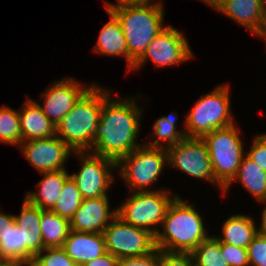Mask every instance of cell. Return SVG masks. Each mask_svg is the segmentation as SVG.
Here are the masks:
<instances>
[{"mask_svg":"<svg viewBox=\"0 0 266 266\" xmlns=\"http://www.w3.org/2000/svg\"><path fill=\"white\" fill-rule=\"evenodd\" d=\"M141 114L135 98L112 100L110 91L102 87V109L90 152L117 162L141 146L136 142Z\"/></svg>","mask_w":266,"mask_h":266,"instance_id":"cell-1","label":"cell"},{"mask_svg":"<svg viewBox=\"0 0 266 266\" xmlns=\"http://www.w3.org/2000/svg\"><path fill=\"white\" fill-rule=\"evenodd\" d=\"M126 4L113 7L111 12L119 21L128 48V72L143 55L151 41L167 26H164V9L161 2Z\"/></svg>","mask_w":266,"mask_h":266,"instance_id":"cell-2","label":"cell"},{"mask_svg":"<svg viewBox=\"0 0 266 266\" xmlns=\"http://www.w3.org/2000/svg\"><path fill=\"white\" fill-rule=\"evenodd\" d=\"M161 227L163 231L155 235V246L168 252L191 253L209 237L194 203L188 204L179 196L169 205Z\"/></svg>","mask_w":266,"mask_h":266,"instance_id":"cell-3","label":"cell"},{"mask_svg":"<svg viewBox=\"0 0 266 266\" xmlns=\"http://www.w3.org/2000/svg\"><path fill=\"white\" fill-rule=\"evenodd\" d=\"M102 109V88L92 85L56 125V135L74 152H90Z\"/></svg>","mask_w":266,"mask_h":266,"instance_id":"cell-4","label":"cell"},{"mask_svg":"<svg viewBox=\"0 0 266 266\" xmlns=\"http://www.w3.org/2000/svg\"><path fill=\"white\" fill-rule=\"evenodd\" d=\"M229 85H219L200 96L185 119L186 137L203 138L212 131L234 124L230 108Z\"/></svg>","mask_w":266,"mask_h":266,"instance_id":"cell-5","label":"cell"},{"mask_svg":"<svg viewBox=\"0 0 266 266\" xmlns=\"http://www.w3.org/2000/svg\"><path fill=\"white\" fill-rule=\"evenodd\" d=\"M236 124L206 134L205 141L215 181L224 189L236 176L244 155V146Z\"/></svg>","mask_w":266,"mask_h":266,"instance_id":"cell-6","label":"cell"},{"mask_svg":"<svg viewBox=\"0 0 266 266\" xmlns=\"http://www.w3.org/2000/svg\"><path fill=\"white\" fill-rule=\"evenodd\" d=\"M166 163H168L166 148L150 147L143 143L130 154L120 158L116 162V169L119 170L131 192L154 191L146 187L157 181Z\"/></svg>","mask_w":266,"mask_h":266,"instance_id":"cell-7","label":"cell"},{"mask_svg":"<svg viewBox=\"0 0 266 266\" xmlns=\"http://www.w3.org/2000/svg\"><path fill=\"white\" fill-rule=\"evenodd\" d=\"M122 205L116 208L117 216L135 227L148 230L154 236L162 224L169 205L178 195L169 194V190L132 192ZM154 226H156L154 228Z\"/></svg>","mask_w":266,"mask_h":266,"instance_id":"cell-8","label":"cell"},{"mask_svg":"<svg viewBox=\"0 0 266 266\" xmlns=\"http://www.w3.org/2000/svg\"><path fill=\"white\" fill-rule=\"evenodd\" d=\"M106 252L119 258L139 257L155 248V236L148 230L124 222L117 215L103 230Z\"/></svg>","mask_w":266,"mask_h":266,"instance_id":"cell-9","label":"cell"},{"mask_svg":"<svg viewBox=\"0 0 266 266\" xmlns=\"http://www.w3.org/2000/svg\"><path fill=\"white\" fill-rule=\"evenodd\" d=\"M74 154L82 165L80 171L70 174V177L76 183L82 198L108 197L107 191L114 181L111 169L115 170L116 161L91 152H74Z\"/></svg>","mask_w":266,"mask_h":266,"instance_id":"cell-10","label":"cell"},{"mask_svg":"<svg viewBox=\"0 0 266 266\" xmlns=\"http://www.w3.org/2000/svg\"><path fill=\"white\" fill-rule=\"evenodd\" d=\"M166 151L168 165L193 177L209 181L223 192V188L215 181L210 154L202 138L185 137L179 143L166 148Z\"/></svg>","mask_w":266,"mask_h":266,"instance_id":"cell-11","label":"cell"},{"mask_svg":"<svg viewBox=\"0 0 266 266\" xmlns=\"http://www.w3.org/2000/svg\"><path fill=\"white\" fill-rule=\"evenodd\" d=\"M186 37L168 25L147 46L143 55L134 63L132 70H138L151 58L155 66L165 67L185 63L194 57Z\"/></svg>","mask_w":266,"mask_h":266,"instance_id":"cell-12","label":"cell"},{"mask_svg":"<svg viewBox=\"0 0 266 266\" xmlns=\"http://www.w3.org/2000/svg\"><path fill=\"white\" fill-rule=\"evenodd\" d=\"M24 157L40 173L64 170L67 158L74 151L57 135L47 139H32L22 142Z\"/></svg>","mask_w":266,"mask_h":266,"instance_id":"cell-13","label":"cell"},{"mask_svg":"<svg viewBox=\"0 0 266 266\" xmlns=\"http://www.w3.org/2000/svg\"><path fill=\"white\" fill-rule=\"evenodd\" d=\"M91 86L83 87L72 77L55 81L41 95L44 105L38 104L43 113L56 126Z\"/></svg>","mask_w":266,"mask_h":266,"instance_id":"cell-14","label":"cell"},{"mask_svg":"<svg viewBox=\"0 0 266 266\" xmlns=\"http://www.w3.org/2000/svg\"><path fill=\"white\" fill-rule=\"evenodd\" d=\"M117 215L116 208L109 209V198L83 199L70 219V228L77 232L103 233L105 227Z\"/></svg>","mask_w":266,"mask_h":266,"instance_id":"cell-15","label":"cell"},{"mask_svg":"<svg viewBox=\"0 0 266 266\" xmlns=\"http://www.w3.org/2000/svg\"><path fill=\"white\" fill-rule=\"evenodd\" d=\"M240 25L258 35L262 29L265 14L260 0H203Z\"/></svg>","mask_w":266,"mask_h":266,"instance_id":"cell-16","label":"cell"},{"mask_svg":"<svg viewBox=\"0 0 266 266\" xmlns=\"http://www.w3.org/2000/svg\"><path fill=\"white\" fill-rule=\"evenodd\" d=\"M41 215L42 209L24 198L20 215L14 216L16 225L22 231L27 266L32 264L34 257L45 249L41 237Z\"/></svg>","mask_w":266,"mask_h":266,"instance_id":"cell-17","label":"cell"},{"mask_svg":"<svg viewBox=\"0 0 266 266\" xmlns=\"http://www.w3.org/2000/svg\"><path fill=\"white\" fill-rule=\"evenodd\" d=\"M62 249L79 266L106 253L103 233L70 230Z\"/></svg>","mask_w":266,"mask_h":266,"instance_id":"cell-18","label":"cell"},{"mask_svg":"<svg viewBox=\"0 0 266 266\" xmlns=\"http://www.w3.org/2000/svg\"><path fill=\"white\" fill-rule=\"evenodd\" d=\"M18 113L22 142L47 139L56 135V126L43 113L38 102L27 98Z\"/></svg>","mask_w":266,"mask_h":266,"instance_id":"cell-19","label":"cell"},{"mask_svg":"<svg viewBox=\"0 0 266 266\" xmlns=\"http://www.w3.org/2000/svg\"><path fill=\"white\" fill-rule=\"evenodd\" d=\"M44 178L37 183L38 192H29L25 198L42 210H51L59 199L70 174L64 170L41 173Z\"/></svg>","mask_w":266,"mask_h":266,"instance_id":"cell-20","label":"cell"},{"mask_svg":"<svg viewBox=\"0 0 266 266\" xmlns=\"http://www.w3.org/2000/svg\"><path fill=\"white\" fill-rule=\"evenodd\" d=\"M107 13L111 19L100 30L94 52L126 58L128 70V48L121 25L111 12Z\"/></svg>","mask_w":266,"mask_h":266,"instance_id":"cell-21","label":"cell"},{"mask_svg":"<svg viewBox=\"0 0 266 266\" xmlns=\"http://www.w3.org/2000/svg\"><path fill=\"white\" fill-rule=\"evenodd\" d=\"M252 217L234 214L225 220L222 226L223 236L216 237L221 243L247 249L253 238L258 234Z\"/></svg>","mask_w":266,"mask_h":266,"instance_id":"cell-22","label":"cell"},{"mask_svg":"<svg viewBox=\"0 0 266 266\" xmlns=\"http://www.w3.org/2000/svg\"><path fill=\"white\" fill-rule=\"evenodd\" d=\"M234 181L241 182V185L258 201L266 200V171L250 160L247 155L241 160L236 176L223 189V195L227 193Z\"/></svg>","mask_w":266,"mask_h":266,"instance_id":"cell-23","label":"cell"},{"mask_svg":"<svg viewBox=\"0 0 266 266\" xmlns=\"http://www.w3.org/2000/svg\"><path fill=\"white\" fill-rule=\"evenodd\" d=\"M70 230V220L51 210H42L41 237L44 248H62Z\"/></svg>","mask_w":266,"mask_h":266,"instance_id":"cell-24","label":"cell"},{"mask_svg":"<svg viewBox=\"0 0 266 266\" xmlns=\"http://www.w3.org/2000/svg\"><path fill=\"white\" fill-rule=\"evenodd\" d=\"M0 256L4 261H11L25 266V244L18 225L7 227L0 234Z\"/></svg>","mask_w":266,"mask_h":266,"instance_id":"cell-25","label":"cell"},{"mask_svg":"<svg viewBox=\"0 0 266 266\" xmlns=\"http://www.w3.org/2000/svg\"><path fill=\"white\" fill-rule=\"evenodd\" d=\"M178 119V116L175 112H171L168 116L160 117L153 123V132L152 134L157 136V140L150 143H145L150 147H163L168 148L169 146L179 143L186 137L185 129L182 131L176 130L175 121ZM160 140L166 142L163 145L160 143Z\"/></svg>","mask_w":266,"mask_h":266,"instance_id":"cell-26","label":"cell"},{"mask_svg":"<svg viewBox=\"0 0 266 266\" xmlns=\"http://www.w3.org/2000/svg\"><path fill=\"white\" fill-rule=\"evenodd\" d=\"M194 266H229L221 252V242L215 236L203 240L192 252Z\"/></svg>","mask_w":266,"mask_h":266,"instance_id":"cell-27","label":"cell"},{"mask_svg":"<svg viewBox=\"0 0 266 266\" xmlns=\"http://www.w3.org/2000/svg\"><path fill=\"white\" fill-rule=\"evenodd\" d=\"M83 201L76 183L70 177L64 184L62 193L51 211L70 220Z\"/></svg>","mask_w":266,"mask_h":266,"instance_id":"cell-28","label":"cell"},{"mask_svg":"<svg viewBox=\"0 0 266 266\" xmlns=\"http://www.w3.org/2000/svg\"><path fill=\"white\" fill-rule=\"evenodd\" d=\"M0 143L20 145L22 135L19 113L10 107H0Z\"/></svg>","mask_w":266,"mask_h":266,"instance_id":"cell-29","label":"cell"},{"mask_svg":"<svg viewBox=\"0 0 266 266\" xmlns=\"http://www.w3.org/2000/svg\"><path fill=\"white\" fill-rule=\"evenodd\" d=\"M45 252V254H44ZM32 266H79L62 248H45L38 253Z\"/></svg>","mask_w":266,"mask_h":266,"instance_id":"cell-30","label":"cell"},{"mask_svg":"<svg viewBox=\"0 0 266 266\" xmlns=\"http://www.w3.org/2000/svg\"><path fill=\"white\" fill-rule=\"evenodd\" d=\"M250 266H266V237L257 234L247 247Z\"/></svg>","mask_w":266,"mask_h":266,"instance_id":"cell-31","label":"cell"},{"mask_svg":"<svg viewBox=\"0 0 266 266\" xmlns=\"http://www.w3.org/2000/svg\"><path fill=\"white\" fill-rule=\"evenodd\" d=\"M221 252L229 266H250L247 249L221 243Z\"/></svg>","mask_w":266,"mask_h":266,"instance_id":"cell-32","label":"cell"},{"mask_svg":"<svg viewBox=\"0 0 266 266\" xmlns=\"http://www.w3.org/2000/svg\"><path fill=\"white\" fill-rule=\"evenodd\" d=\"M252 142L246 155L256 165L266 171V133L257 135Z\"/></svg>","mask_w":266,"mask_h":266,"instance_id":"cell-33","label":"cell"},{"mask_svg":"<svg viewBox=\"0 0 266 266\" xmlns=\"http://www.w3.org/2000/svg\"><path fill=\"white\" fill-rule=\"evenodd\" d=\"M117 266H160V249L144 256L119 258Z\"/></svg>","mask_w":266,"mask_h":266,"instance_id":"cell-34","label":"cell"},{"mask_svg":"<svg viewBox=\"0 0 266 266\" xmlns=\"http://www.w3.org/2000/svg\"><path fill=\"white\" fill-rule=\"evenodd\" d=\"M160 266H194L191 253L160 250Z\"/></svg>","mask_w":266,"mask_h":266,"instance_id":"cell-35","label":"cell"},{"mask_svg":"<svg viewBox=\"0 0 266 266\" xmlns=\"http://www.w3.org/2000/svg\"><path fill=\"white\" fill-rule=\"evenodd\" d=\"M118 258L106 252L104 255L87 261L82 266H117Z\"/></svg>","mask_w":266,"mask_h":266,"instance_id":"cell-36","label":"cell"},{"mask_svg":"<svg viewBox=\"0 0 266 266\" xmlns=\"http://www.w3.org/2000/svg\"><path fill=\"white\" fill-rule=\"evenodd\" d=\"M14 216L15 215L13 214H5L0 212V234L5 228L13 227L16 224Z\"/></svg>","mask_w":266,"mask_h":266,"instance_id":"cell-37","label":"cell"},{"mask_svg":"<svg viewBox=\"0 0 266 266\" xmlns=\"http://www.w3.org/2000/svg\"><path fill=\"white\" fill-rule=\"evenodd\" d=\"M150 0H117V4L114 3H109L108 1L105 2V8L108 11L109 9L113 7H118L121 5H126V4H138V3H145L149 2Z\"/></svg>","mask_w":266,"mask_h":266,"instance_id":"cell-38","label":"cell"},{"mask_svg":"<svg viewBox=\"0 0 266 266\" xmlns=\"http://www.w3.org/2000/svg\"><path fill=\"white\" fill-rule=\"evenodd\" d=\"M263 203L266 202L262 201ZM266 204V203H265ZM262 220H261V225L259 226L260 228H258V234L266 237V207H264L263 211H262Z\"/></svg>","mask_w":266,"mask_h":266,"instance_id":"cell-39","label":"cell"},{"mask_svg":"<svg viewBox=\"0 0 266 266\" xmlns=\"http://www.w3.org/2000/svg\"><path fill=\"white\" fill-rule=\"evenodd\" d=\"M257 36L266 40V16L264 17L262 29Z\"/></svg>","mask_w":266,"mask_h":266,"instance_id":"cell-40","label":"cell"},{"mask_svg":"<svg viewBox=\"0 0 266 266\" xmlns=\"http://www.w3.org/2000/svg\"><path fill=\"white\" fill-rule=\"evenodd\" d=\"M0 266H21V265L11 261H4Z\"/></svg>","mask_w":266,"mask_h":266,"instance_id":"cell-41","label":"cell"},{"mask_svg":"<svg viewBox=\"0 0 266 266\" xmlns=\"http://www.w3.org/2000/svg\"><path fill=\"white\" fill-rule=\"evenodd\" d=\"M263 12L266 16V0H260Z\"/></svg>","mask_w":266,"mask_h":266,"instance_id":"cell-42","label":"cell"},{"mask_svg":"<svg viewBox=\"0 0 266 266\" xmlns=\"http://www.w3.org/2000/svg\"><path fill=\"white\" fill-rule=\"evenodd\" d=\"M4 262V260L2 259V257L0 256V265Z\"/></svg>","mask_w":266,"mask_h":266,"instance_id":"cell-43","label":"cell"}]
</instances>
